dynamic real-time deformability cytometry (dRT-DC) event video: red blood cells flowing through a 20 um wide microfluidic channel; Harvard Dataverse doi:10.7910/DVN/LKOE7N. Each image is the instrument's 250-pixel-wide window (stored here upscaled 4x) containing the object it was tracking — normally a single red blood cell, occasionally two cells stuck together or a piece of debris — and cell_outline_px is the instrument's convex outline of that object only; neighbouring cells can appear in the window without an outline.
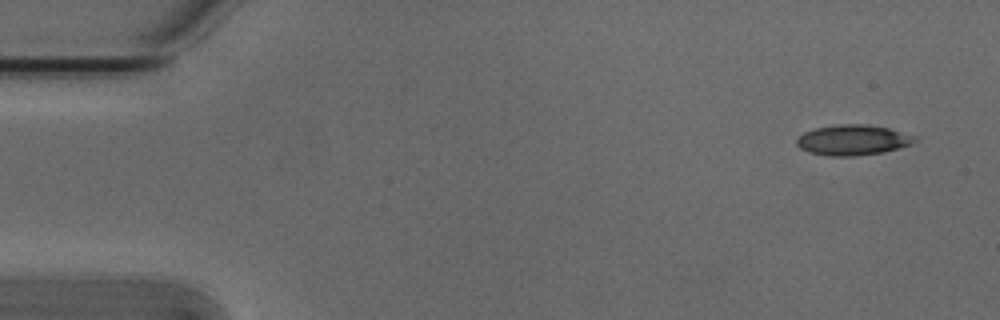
{"species": "Egyptian fruit bat (a non-hibernating species)", "species_latin": "Rousettus aegyptiacus", "temperature_condition": "cold", "stored_images_in_passage": 5, "camera_frame_rate_fps": 3000, "um_per_image_px": 0.085, "animal": {"sex": "male"}, "frame": {"image": 1, "passage_image": 1, "time_ms": 0.0, "image_size_px": [1000, 320], "cell_outline_px": [[916, 140], [912, 144], [884, 152], [852, 156], [828, 156], [808, 152], [800, 148], [796, 144], [796, 140], [804, 132], [816, 128], [840, 124], [864, 124], [888, 128], [916, 136]], "centroid_in_image_um": [72.48, 11.91], "position_along_channel_um": 12.5, "area_um2": 20.81}}
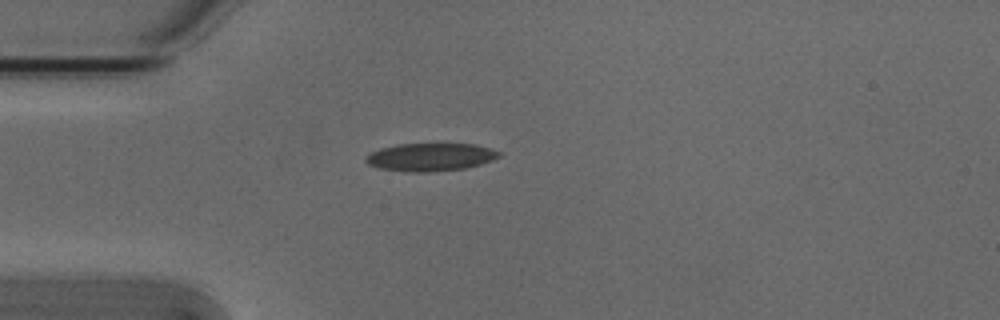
{"frame": {"image": 2, "passage_image": 4, "time_ms": 1.0, "image_size_px": [1000, 320], "cell_outline_px": [[500, 156], [492, 160], [480, 164], [464, 168], [428, 172], [412, 172], [380, 168], [368, 164], [364, 160], [372, 152], [380, 148], [396, 144], [476, 144], [500, 152]], "centroid_in_image_um": [36.58, 13.34], "position_along_channel_um": 48.4, "area_um2": 21.39}}